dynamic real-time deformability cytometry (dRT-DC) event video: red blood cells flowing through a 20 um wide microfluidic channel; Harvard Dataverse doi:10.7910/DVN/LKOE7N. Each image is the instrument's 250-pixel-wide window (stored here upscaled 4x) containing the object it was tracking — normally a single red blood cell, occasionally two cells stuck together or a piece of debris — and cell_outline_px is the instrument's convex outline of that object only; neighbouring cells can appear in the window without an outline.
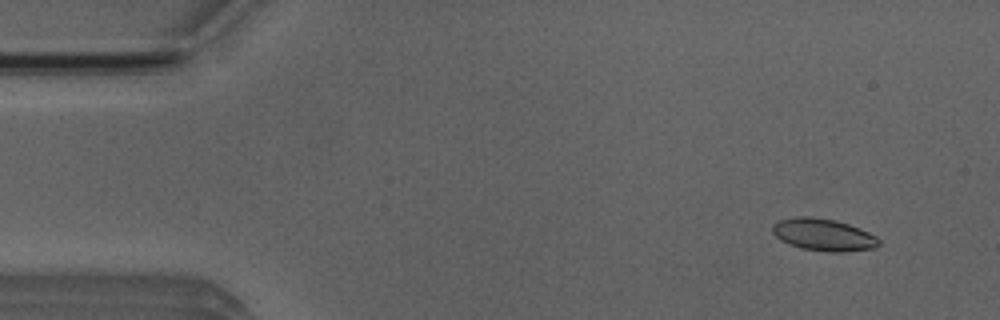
{"species": "Egyptian fruit bat (a non-hibernating species)", "species_latin": "Rousettus aegyptiacus", "temperature_condition": "room temperature", "stored_images_in_passage": 50, "camera_frame_rate_fps": 3000, "um_per_image_px": 0.085, "animal": {"sex": "male"}, "frame": {"image": 1, "passage_image": 2, "time_ms": 0.333, "image_size_px": [1000, 320], "cell_outline_px": [[880, 244], [876, 248], [844, 252], [828, 252], [800, 248], [788, 244], [780, 240], [772, 232], [772, 224], [780, 220], [800, 216], [808, 216], [836, 220], [860, 228], [876, 236], [880, 240]], "centroid_in_image_um": [70.0, 19.96], "position_along_channel_um": 15.0, "area_um2": 20.11}}
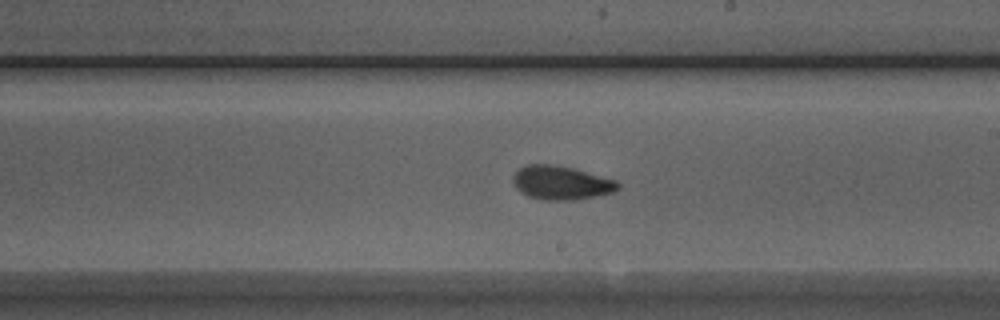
{"frame": {"image": 2, "passage_image": 27, "time_ms": 8.667, "image_size_px": [1000, 320], "cell_outline_px": [[620, 188], [612, 192], [576, 200], [544, 200], [528, 196], [520, 192], [512, 184], [512, 176], [520, 168], [528, 164], [552, 164], [572, 168], [616, 180], [620, 184]], "centroid_in_image_um": [47.66, 15.54], "position_along_channel_um": 241.3, "area_um2": 20.63}}
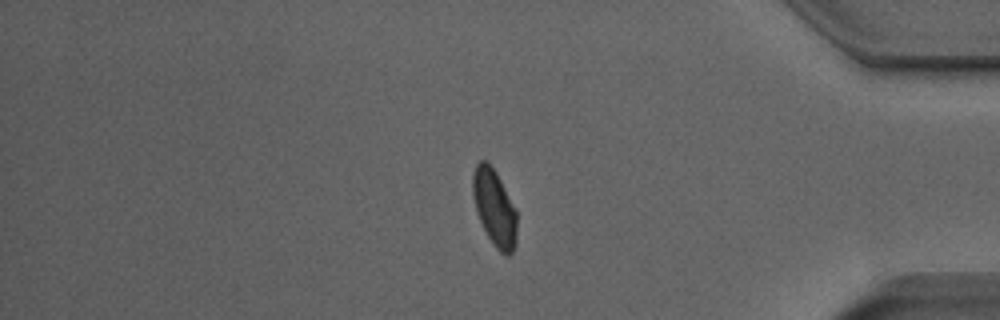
{"frame": {"image": 3, "passage_image": 41, "time_ms": 13.333, "image_size_px": [1000, 320], "cell_outline_px": [[516, 244], [512, 252], [508, 256], [504, 256], [492, 244], [476, 212], [472, 196], [472, 172], [476, 164], [480, 160], [488, 160], [496, 172], [516, 212]], "centroid_in_image_um": [42.0, 17.65], "position_along_channel_um": 393.2, "area_um2": 19.71}, "authors_computed_cell_mechanics": {"area_um2": 19.9988, "velocity_mm_per_s": 3.9305, "shape_relaxation_time_tau1_ms": 3.3117, "shape_relaxation_time_tau2_ms": 2.2768, "deformation_change_tau1": 0.1154, "deformation_change_tau2": 0.0726}}